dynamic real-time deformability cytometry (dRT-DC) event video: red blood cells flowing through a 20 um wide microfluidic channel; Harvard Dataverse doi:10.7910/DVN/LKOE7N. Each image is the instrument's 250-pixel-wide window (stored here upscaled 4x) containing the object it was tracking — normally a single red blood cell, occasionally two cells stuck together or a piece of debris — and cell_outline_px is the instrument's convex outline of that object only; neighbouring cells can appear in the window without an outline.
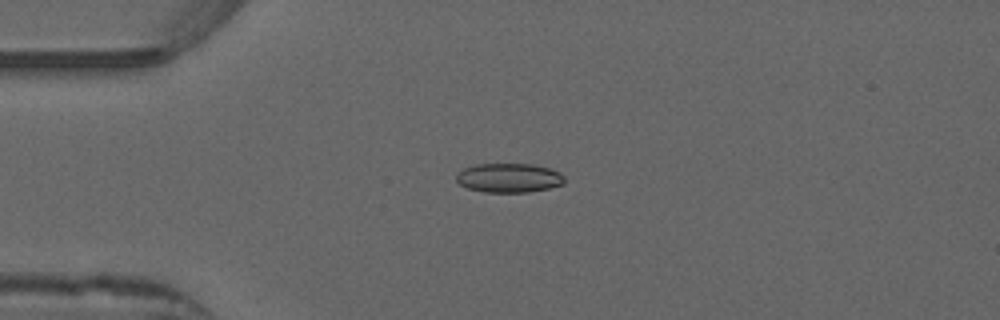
{"species": "common noctule bat (a hibernating species)", "species_latin": "Nyctalus noctula", "temperature_condition": "warm", "stored_images_in_passage": 52, "camera_frame_rate_fps": 3000, "um_per_image_px": 0.085, "animal": {"sex": "male", "forearm_length_mm": 52.5}, "frame": {"image": 1, "passage_image": 13, "time_ms": 4.0, "image_size_px": [1000, 320], "cell_outline_px": [[564, 184], [548, 188], [528, 192], [484, 192], [468, 188], [460, 184], [456, 180], [456, 172], [464, 168], [476, 164], [532, 164], [548, 168], [560, 172], [564, 176]], "centroid_in_image_um": [43.24, 15.11], "position_along_channel_um": 41.8, "area_um2": 18.44}}
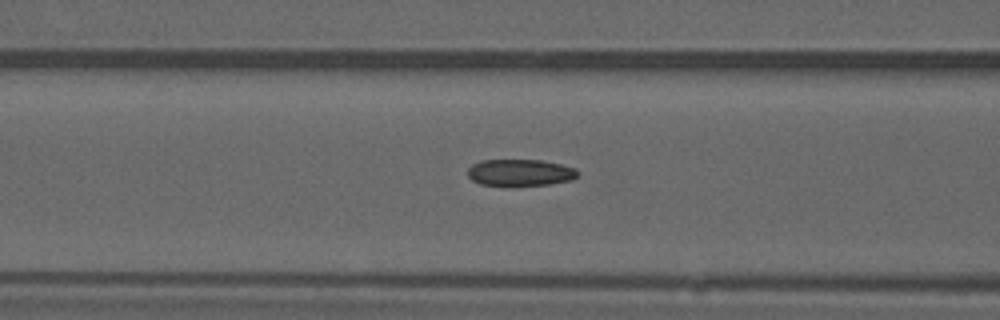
{"frame": {"image": 2, "passage_image": 21, "time_ms": 6.667, "image_size_px": [1000, 320], "cell_outline_px": [[580, 176], [572, 180], [548, 184], [512, 188], [508, 188], [480, 184], [472, 180], [468, 176], [468, 168], [472, 164], [480, 160], [540, 160], [560, 164], [576, 168], [580, 172]], "centroid_in_image_um": [44.21, 14.71], "position_along_channel_um": 122.4, "area_um2": 17.92}}
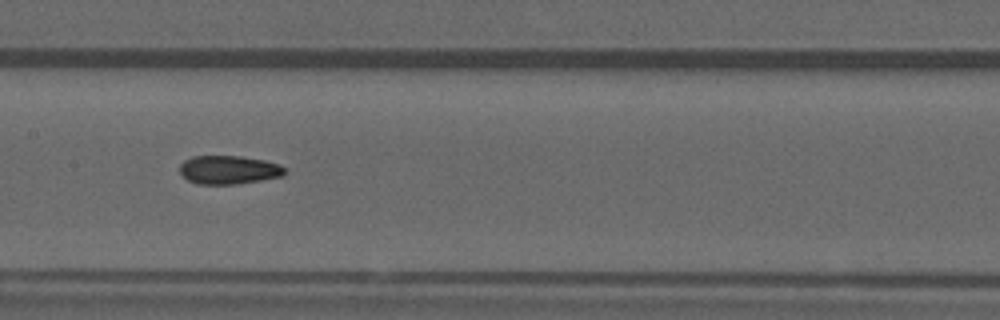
{"frame": {"image": 3, "passage_image": 26, "time_ms": 8.333, "image_size_px": [1000, 320], "cell_outline_px": [[288, 172], [284, 176], [236, 184], [196, 184], [188, 180], [180, 172], [180, 164], [184, 160], [192, 156], [240, 156], [264, 160], [280, 164]], "centroid_in_image_um": [19.46, 14.43], "position_along_channel_um": 187.9, "area_um2": 17.57}, "authors_computed_cell_mechanics": {"area_um2": 17.8602, "velocity_mm_per_s": 3.9383, "shape_relaxation_time_tau1_ms": null, "shape_relaxation_time_tau2_ms": 3.0935, "deformation_change_tau1": null, "deformation_change_tau2": 0.0875}}